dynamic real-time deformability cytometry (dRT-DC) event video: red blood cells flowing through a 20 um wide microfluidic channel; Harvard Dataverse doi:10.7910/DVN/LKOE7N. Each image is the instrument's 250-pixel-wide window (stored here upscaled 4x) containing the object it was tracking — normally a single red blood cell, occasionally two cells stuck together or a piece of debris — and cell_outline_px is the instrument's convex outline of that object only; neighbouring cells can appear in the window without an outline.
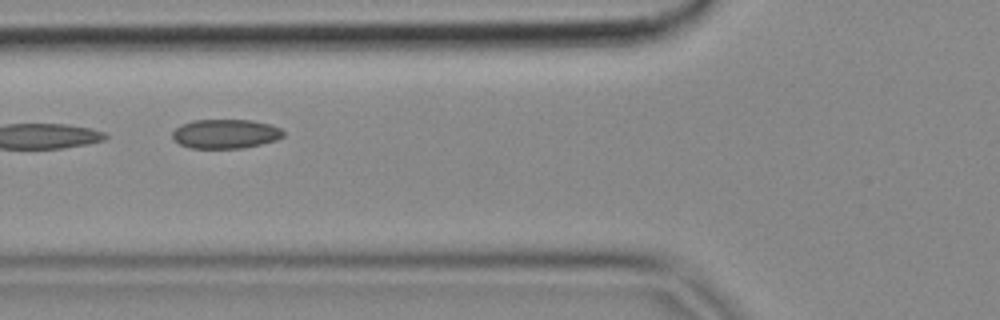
{"species": "common noctule bat (a hibernating species)", "species_latin": "Nyctalus noctula", "temperature_condition": "cold", "stored_images_in_passage": 6, "camera_frame_rate_fps": 3000, "um_per_image_px": 0.085, "animal": {"sex": "female", "body_mass_g": 18.4}, "frame": {"image": 1, "passage_image": 6, "time_ms": 1.667, "image_size_px": [1000, 320], "cell_outline_px": [[284, 136], [276, 140], [244, 148], [192, 148], [180, 144], [172, 140], [172, 132], [180, 124], [192, 120], [252, 120], [272, 124], [280, 128], [284, 132]], "centroid_in_image_um": [19.16, 11.37], "position_along_channel_um": 106.6, "area_um2": 19.07}}